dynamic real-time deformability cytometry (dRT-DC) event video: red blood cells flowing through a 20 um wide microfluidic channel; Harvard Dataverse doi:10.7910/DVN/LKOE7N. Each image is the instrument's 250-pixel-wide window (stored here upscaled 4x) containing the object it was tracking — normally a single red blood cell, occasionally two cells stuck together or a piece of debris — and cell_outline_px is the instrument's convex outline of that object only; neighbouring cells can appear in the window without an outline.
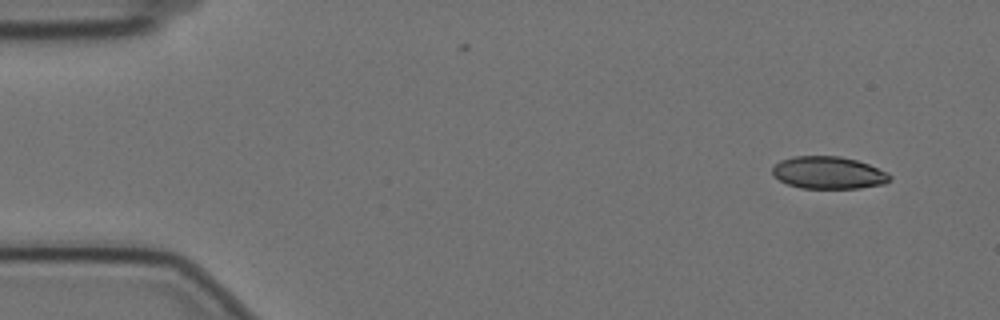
{"species": "Egyptian fruit bat (a non-hibernating species)", "species_latin": "Rousettus aegyptiacus", "temperature_condition": "cold", "stored_images_in_passage": 55, "camera_frame_rate_fps": 3000, "um_per_image_px": 0.085, "animal": {"sex": "female"}, "frame": {"image": 1, "passage_image": 1, "time_ms": 0.0, "image_size_px": [1000, 320], "cell_outline_px": [[892, 180], [884, 184], [860, 188], [800, 188], [788, 184], [772, 176], [772, 168], [780, 160], [792, 156], [840, 156], [856, 160], [868, 164], [888, 172], [892, 176]], "centroid_in_image_um": [70.43, 14.68], "position_along_channel_um": 14.6, "area_um2": 22.31}}
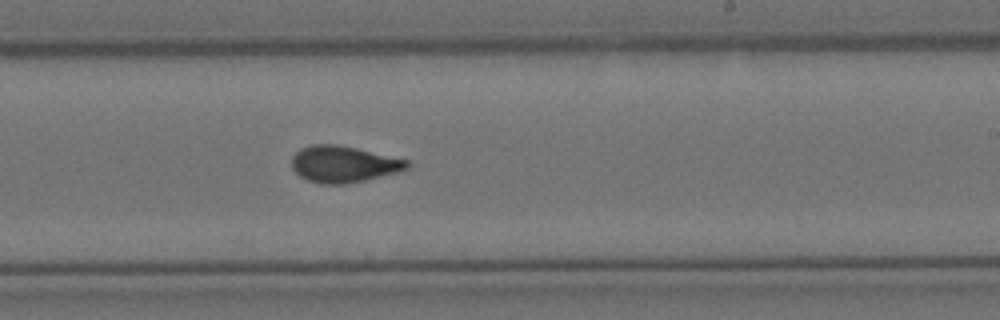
{"frame": {"image": 2, "passage_image": 31, "time_ms": 10.0, "image_size_px": [1000, 320], "cell_outline_px": [[412, 164], [408, 168], [400, 172], [364, 180], [344, 184], [320, 184], [308, 180], [300, 176], [292, 168], [292, 156], [300, 148], [312, 144], [336, 144], [356, 148], [408, 160]], "centroid_in_image_um": [29.2, 13.95], "position_along_channel_um": 259.8, "area_um2": 24.57}}
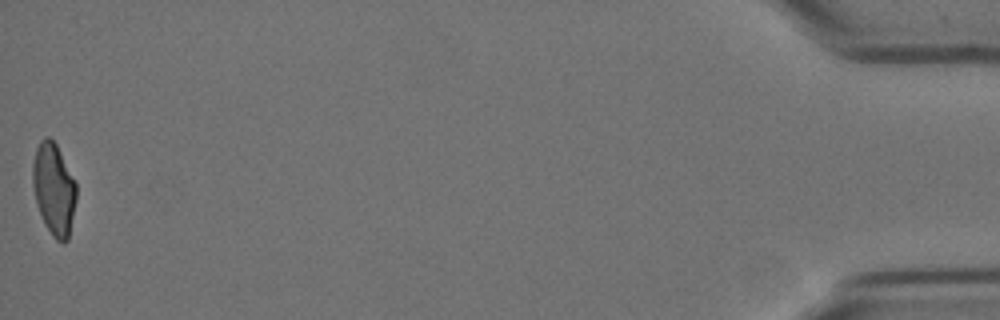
{"frame": {"image": 3, "passage_image": 54, "time_ms": 17.667, "image_size_px": [1000, 320], "cell_outline_px": [[76, 200], [68, 240], [64, 244], [56, 240], [52, 236], [44, 224], [36, 204], [32, 184], [32, 164], [36, 148], [40, 140], [44, 136], [48, 136], [56, 144], [76, 184]], "centroid_in_image_um": [4.55, 16.1], "position_along_channel_um": 430.6, "area_um2": 23.47}}